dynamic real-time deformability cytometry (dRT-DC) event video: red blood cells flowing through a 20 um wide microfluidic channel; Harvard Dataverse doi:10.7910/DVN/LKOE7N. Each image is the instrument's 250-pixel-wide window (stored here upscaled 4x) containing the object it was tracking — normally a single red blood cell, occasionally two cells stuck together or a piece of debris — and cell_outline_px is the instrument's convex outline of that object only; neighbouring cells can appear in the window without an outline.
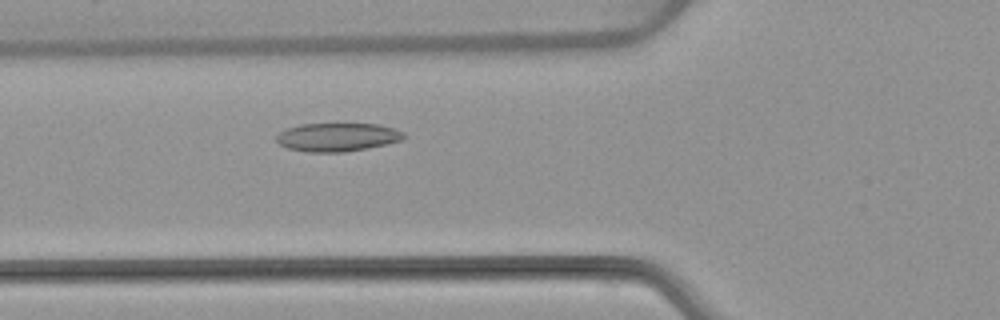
{"species": "common noctule bat (a hibernating species)", "species_latin": "Nyctalus noctula", "temperature_condition": "warm", "stored_images_in_passage": 49, "camera_frame_rate_fps": 3000, "um_per_image_px": 0.085, "animal": {"sex": "female", "body_mass_g": 22.7, "forearm_length_mm": 54.2}, "frame": {"image": 1, "passage_image": 15, "time_ms": 4.667, "image_size_px": [1000, 320], "cell_outline_px": [[404, 140], [368, 148], [344, 152], [308, 152], [288, 148], [280, 144], [276, 140], [276, 136], [280, 132], [288, 128], [300, 124], [376, 124], [396, 128], [404, 132]], "centroid_in_image_um": [28.71, 11.66], "position_along_channel_um": 97.1, "area_um2": 21.1}}
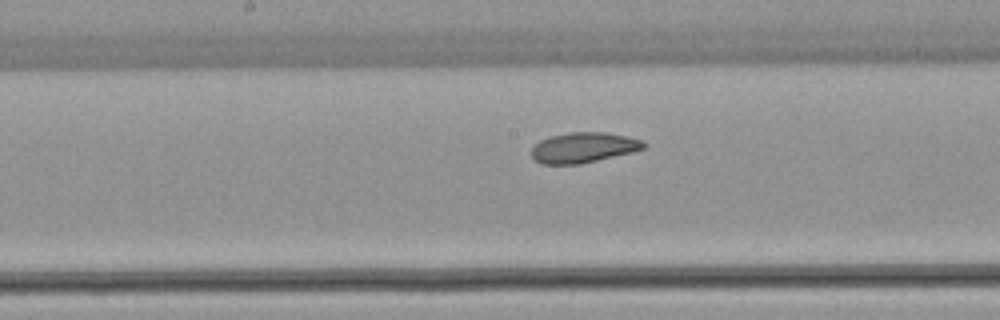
{"frame": {"image": 2, "passage_image": 23, "time_ms": 7.333, "image_size_px": [1000, 320], "cell_outline_px": [[648, 144], [644, 148], [632, 152], [580, 164], [540, 164], [532, 156], [532, 148], [540, 140], [548, 136], [568, 132], [608, 132], [628, 136], [640, 140]], "centroid_in_image_um": [49.59, 12.53], "position_along_channel_um": 198.6, "area_um2": 19.88}}
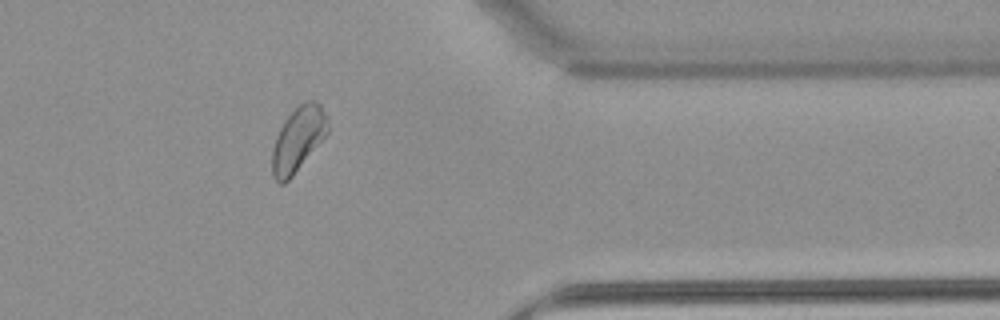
{"frame": {"image": 3, "passage_image": 39, "time_ms": 12.667, "image_size_px": [1000, 320], "cell_outline_px": [[328, 132], [292, 176], [284, 184], [280, 184], [272, 176], [272, 152], [276, 136], [284, 120], [304, 100], [316, 100], [320, 104], [328, 116]], "centroid_in_image_um": [25.34, 11.81], "position_along_channel_um": 386.1, "area_um2": 20.75}, "authors_computed_cell_mechanics": {"area_um2": 21.2704, "velocity_mm_per_s": 3.7984, "shape_relaxation_time_tau1_ms": 6.2921, "shape_relaxation_time_tau2_ms": 3.1849, "deformation_change_tau1": 0.1223, "deformation_change_tau2": 0.0919}}